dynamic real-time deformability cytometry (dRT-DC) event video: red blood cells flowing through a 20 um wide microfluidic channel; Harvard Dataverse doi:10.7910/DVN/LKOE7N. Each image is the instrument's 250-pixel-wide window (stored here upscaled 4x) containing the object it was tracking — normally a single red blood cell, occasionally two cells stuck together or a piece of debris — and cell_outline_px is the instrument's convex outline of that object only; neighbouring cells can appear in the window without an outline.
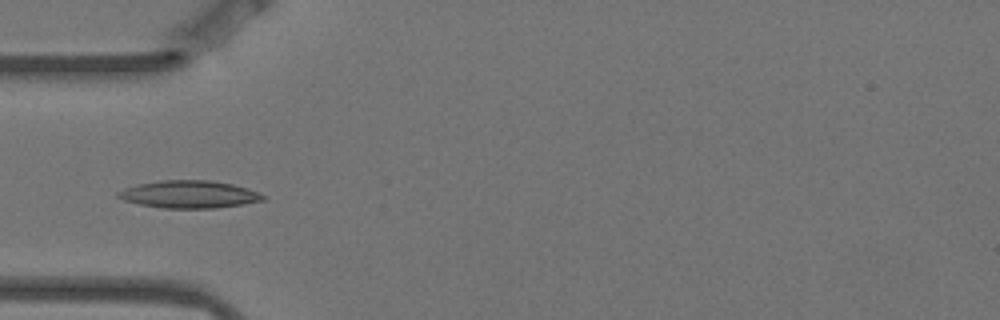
{"species": "Egyptian fruit bat (a non-hibernating species)", "species_latin": "Rousettus aegyptiacus", "temperature_condition": "warm", "stored_images_in_passage": 5, "camera_frame_rate_fps": 3000, "um_per_image_px": 0.085, "animal": {"sex": "female"}, "frame": {"image": 1, "passage_image": 5, "time_ms": 1.333, "image_size_px": [1000, 320], "cell_outline_px": [[268, 196], [264, 200], [244, 204], [216, 208], [164, 208], [140, 204], [124, 200], [116, 196], [116, 192], [124, 188], [136, 184], [160, 180], [208, 180], [232, 184]], "centroid_in_image_um": [16.05, 16.52], "position_along_channel_um": 69.0, "area_um2": 23.18}}